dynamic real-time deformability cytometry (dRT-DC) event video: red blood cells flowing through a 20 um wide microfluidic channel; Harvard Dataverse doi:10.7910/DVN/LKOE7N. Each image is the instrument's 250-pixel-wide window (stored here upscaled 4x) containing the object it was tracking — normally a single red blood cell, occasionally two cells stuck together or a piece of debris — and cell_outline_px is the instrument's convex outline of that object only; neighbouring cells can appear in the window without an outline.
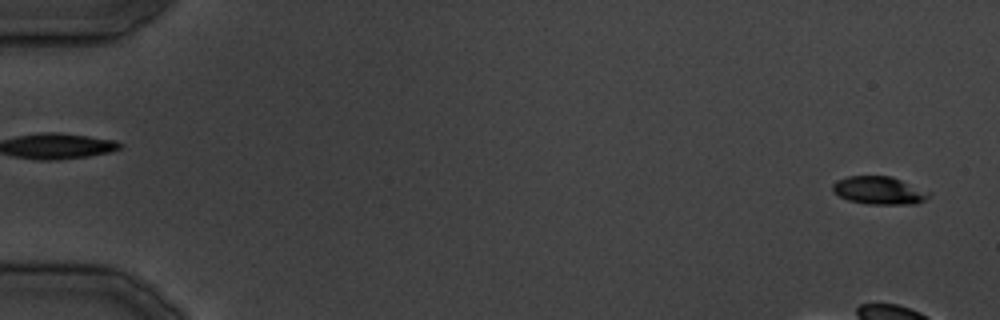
{"species": "common noctule bat (a hibernating species)", "species_latin": "Nyctalus noctula", "temperature_condition": "cold", "stored_images_in_passage": 13, "camera_frame_rate_fps": 3000, "um_per_image_px": 0.085, "animal": {"sex": "male", "body_mass_g": 19.5, "forearm_length_mm": 54.6}, "frame": {"image": 1, "passage_image": 1, "time_ms": 0.0, "image_size_px": [1000, 320], "cell_outline_px": [[932, 196], [916, 204], [868, 204], [848, 200], [832, 192], [832, 184], [836, 180], [848, 176], [892, 176], [932, 192]], "centroid_in_image_um": [74.75, 16.18], "position_along_channel_um": 10.3, "area_um2": 15.9}}